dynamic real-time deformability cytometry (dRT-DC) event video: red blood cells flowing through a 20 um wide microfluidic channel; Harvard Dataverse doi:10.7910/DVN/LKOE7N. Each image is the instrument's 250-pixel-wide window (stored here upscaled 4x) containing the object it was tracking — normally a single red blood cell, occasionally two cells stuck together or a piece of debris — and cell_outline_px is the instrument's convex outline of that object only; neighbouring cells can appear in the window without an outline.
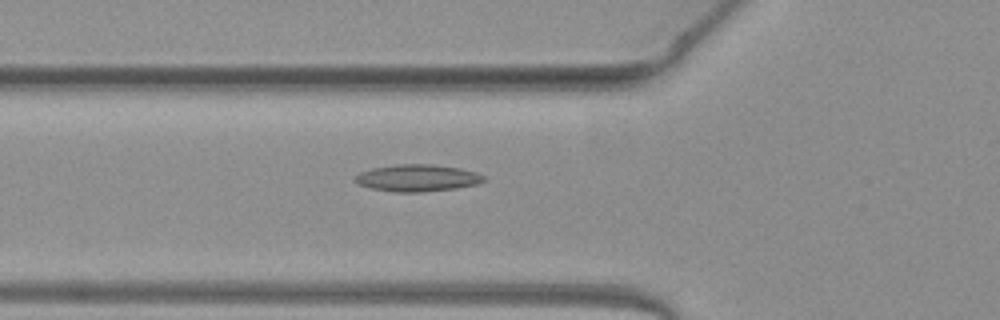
{"species": "common noctule bat (a hibernating species)", "species_latin": "Nyctalus noctula", "temperature_condition": "warm", "stored_images_in_passage": 34, "camera_frame_rate_fps": 3000, "um_per_image_px": 0.085, "animal": {"sex": "female", "body_mass_g": 19.3, "forearm_length_mm": 54.1}, "frame": {"image": 1, "passage_image": 7, "time_ms": 2.0, "image_size_px": [1000, 320], "cell_outline_px": [[488, 180], [480, 184], [456, 188], [420, 192], [392, 192], [372, 188], [360, 184], [352, 180], [360, 172], [372, 168], [396, 164], [432, 164], [460, 168], [476, 172], [484, 176]], "centroid_in_image_um": [35.51, 15.12], "position_along_channel_um": 90.3, "area_um2": 20.35}}
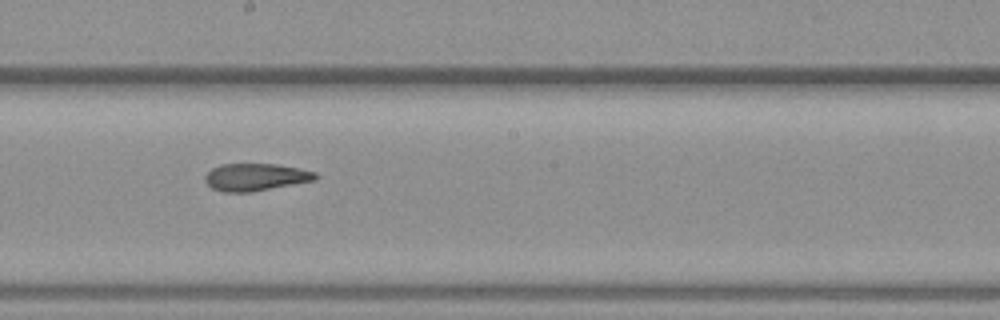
{"frame": {"image": 2, "passage_image": 17, "time_ms": 5.333, "image_size_px": [1000, 320], "cell_outline_px": [[320, 176], [316, 180], [252, 192], [224, 192], [212, 188], [204, 180], [204, 176], [212, 168], [220, 164], [276, 164], [300, 168], [316, 172]], "centroid_in_image_um": [21.75, 15.05], "position_along_channel_um": 226.4, "area_um2": 17.74}}
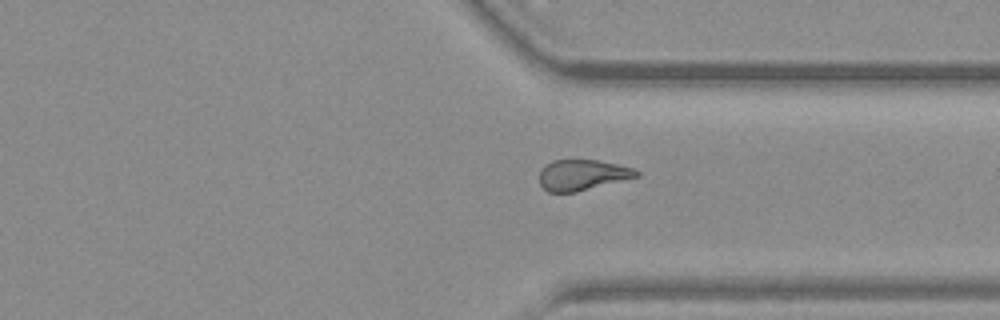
{"frame": {"image": 3, "passage_image": 27, "time_ms": 8.667, "image_size_px": [1000, 320], "cell_outline_px": [[640, 176], [576, 192], [548, 192], [540, 184], [540, 168], [544, 164], [552, 160], [596, 160], [636, 168], [640, 172]], "centroid_in_image_um": [49.5, 14.86], "position_along_channel_um": 361.9, "area_um2": 17.46}}